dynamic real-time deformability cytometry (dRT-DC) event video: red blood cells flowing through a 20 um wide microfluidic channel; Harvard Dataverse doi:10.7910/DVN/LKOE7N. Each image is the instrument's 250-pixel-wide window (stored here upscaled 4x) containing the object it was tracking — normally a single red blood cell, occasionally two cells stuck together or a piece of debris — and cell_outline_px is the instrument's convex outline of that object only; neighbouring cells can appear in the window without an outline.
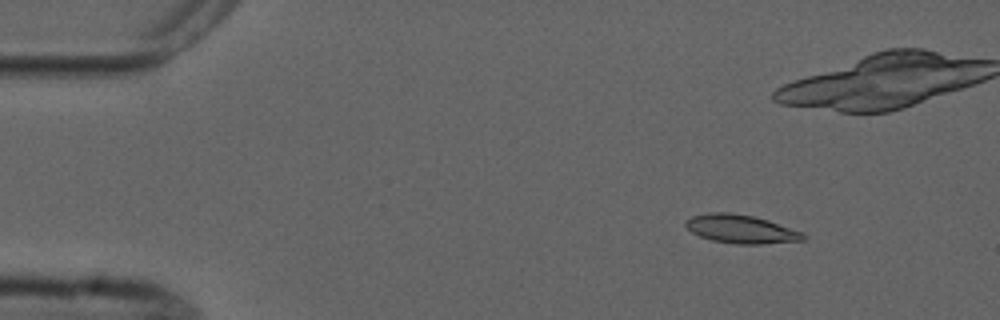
{"species": "common noctule bat (a hibernating species)", "species_latin": "Nyctalus noctula", "temperature_condition": "cold", "stored_images_in_passage": 7, "camera_frame_rate_fps": 3000, "um_per_image_px": 0.085, "animal": {"sex": "male", "forearm_length_mm": 52.5}, "frame": {"image": 1, "passage_image": 1, "time_ms": 0.0, "image_size_px": [1000, 320], "cell_outline_px": [[808, 236], [804, 240], [764, 244], [736, 244], [712, 240], [700, 236], [692, 232], [684, 224], [692, 216], [708, 212], [728, 212], [752, 216], [768, 220], [804, 232]], "centroid_in_image_um": [63.03, 19.47], "position_along_channel_um": 22.0, "area_um2": 19.54}}
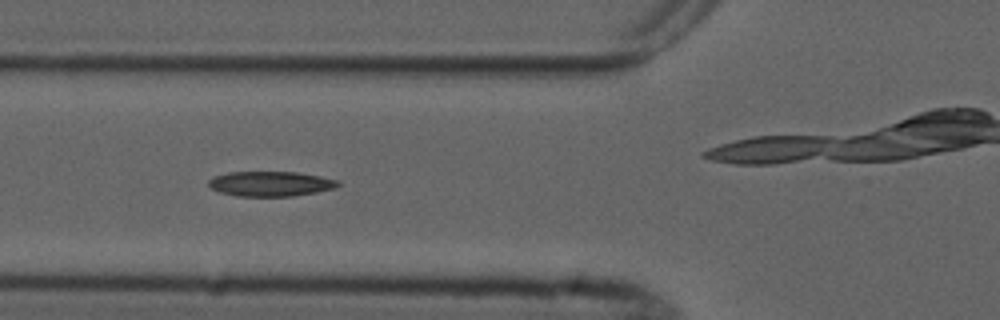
{"frame": {"image": 2, "passage_image": 4, "time_ms": 4.333, "image_size_px": [1000, 320], "cell_outline_px": [[340, 184], [336, 188], [316, 192], [292, 196], [236, 196], [220, 192], [212, 188], [208, 184], [208, 180], [212, 176], [228, 172], [296, 172], [320, 176], [340, 180]], "centroid_in_image_um": [23.0, 15.62], "position_along_channel_um": 102.8, "area_um2": 18.9}}